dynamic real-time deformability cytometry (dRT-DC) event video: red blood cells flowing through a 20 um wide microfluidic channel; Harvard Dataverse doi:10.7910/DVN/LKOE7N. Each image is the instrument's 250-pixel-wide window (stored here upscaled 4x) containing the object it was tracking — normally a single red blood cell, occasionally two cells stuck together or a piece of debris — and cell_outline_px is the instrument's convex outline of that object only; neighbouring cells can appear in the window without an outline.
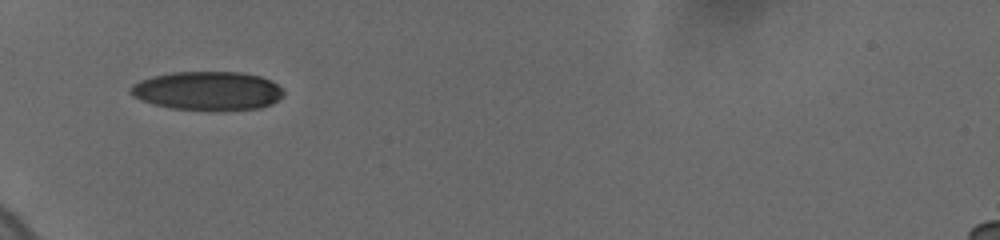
{"species": "human", "species_latin": "Homo sapiens", "temperature_condition": "cold", "stored_images_in_passage": 11, "camera_frame_rate_fps": 3000, "um_per_image_px": 0.085, "donor": {"sex": "female"}, "frame": {"image": 1, "passage_image": 1, "time_ms": 0.0, "image_size_px": [1000, 240], "cell_outline_px": [[284, 96], [272, 104], [260, 108], [172, 108], [140, 100], [132, 96], [128, 88], [132, 84], [140, 80], [152, 76], [172, 72], [244, 72], [260, 76], [276, 84], [284, 92]], "centroid_in_image_um": [17.62, 7.68], "position_along_channel_um": 67.4, "area_um2": 33.87}}
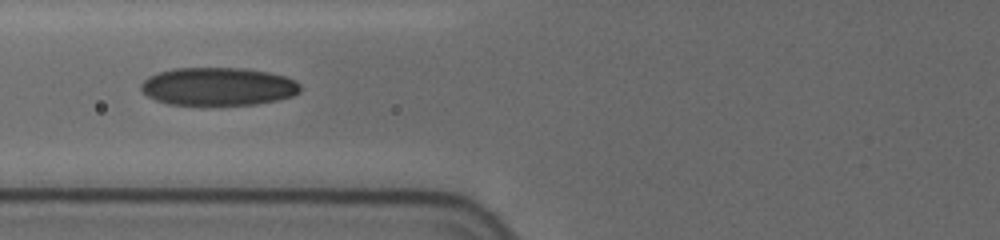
{"frame": {"image": 2, "passage_image": 10, "time_ms": 1.333, "image_size_px": [1000, 240], "cell_outline_px": [[300, 92], [292, 96], [280, 100], [256, 104], [168, 104], [156, 100], [148, 96], [140, 88], [140, 84], [148, 76], [172, 68], [244, 68], [268, 72], [284, 76], [296, 80], [300, 84]], "centroid_in_image_um": [18.56, 7.34], "position_along_channel_um": 107.2, "area_um2": 35.26}}